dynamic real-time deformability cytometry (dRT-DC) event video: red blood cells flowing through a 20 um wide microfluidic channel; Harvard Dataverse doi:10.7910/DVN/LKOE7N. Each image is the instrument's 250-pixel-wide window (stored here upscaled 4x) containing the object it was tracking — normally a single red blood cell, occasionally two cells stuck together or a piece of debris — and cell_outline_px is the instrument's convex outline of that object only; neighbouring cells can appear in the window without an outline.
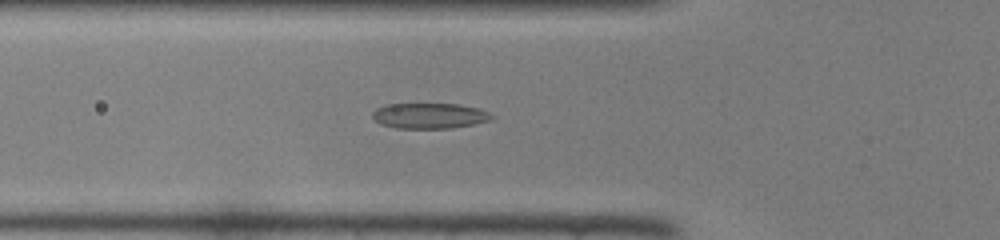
{"species": "common noctule bat (a hibernating species)", "species_latin": "Nyctalus noctula", "temperature_condition": "room temperature", "stored_images_in_passage": 41, "camera_frame_rate_fps": 3000, "um_per_image_px": 0.085, "animal": {"sex": "female", "body_mass_g": 22.0, "forearm_length_mm": 56.7}, "frame": {"image": 1, "passage_image": 11, "time_ms": 3.333, "image_size_px": [1000, 240], "cell_outline_px": [[496, 116], [492, 120], [452, 128], [396, 128], [380, 124], [372, 116], [372, 112], [376, 108], [388, 104], [460, 104], [480, 108]], "centroid_in_image_um": [36.54, 9.83], "position_along_channel_um": 89.3, "area_um2": 17.8}}
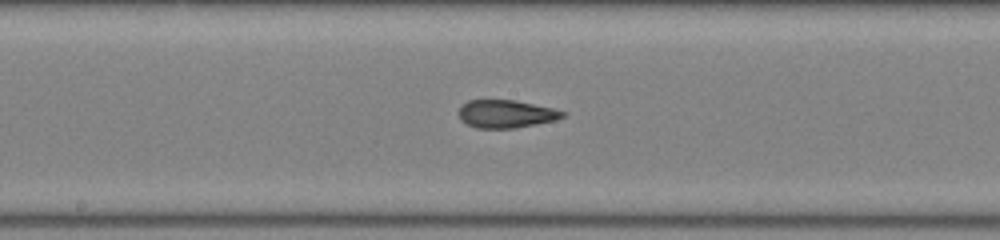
{"frame": {"image": 2, "passage_image": 19, "time_ms": 6.0, "image_size_px": [1000, 240], "cell_outline_px": [[568, 112], [564, 116], [556, 120], [516, 128], [476, 128], [460, 120], [460, 104], [468, 100], [516, 100], [552, 108]], "centroid_in_image_um": [43.02, 9.68], "position_along_channel_um": 205.2, "area_um2": 16.94}}
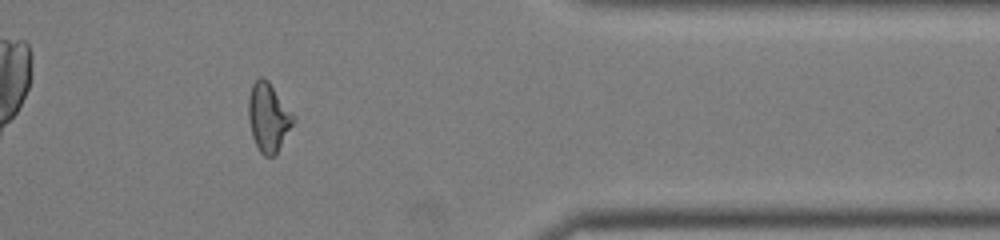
{"frame": {"image": 3, "passage_image": 33, "time_ms": 10.667, "image_size_px": [1000, 240], "cell_outline_px": [[296, 120], [276, 152], [272, 156], [264, 156], [260, 152], [252, 136], [248, 120], [248, 100], [252, 84], [260, 76], [268, 80], [292, 112]], "centroid_in_image_um": [22.8, 9.95], "position_along_channel_um": 388.6, "area_um2": 17.8}}